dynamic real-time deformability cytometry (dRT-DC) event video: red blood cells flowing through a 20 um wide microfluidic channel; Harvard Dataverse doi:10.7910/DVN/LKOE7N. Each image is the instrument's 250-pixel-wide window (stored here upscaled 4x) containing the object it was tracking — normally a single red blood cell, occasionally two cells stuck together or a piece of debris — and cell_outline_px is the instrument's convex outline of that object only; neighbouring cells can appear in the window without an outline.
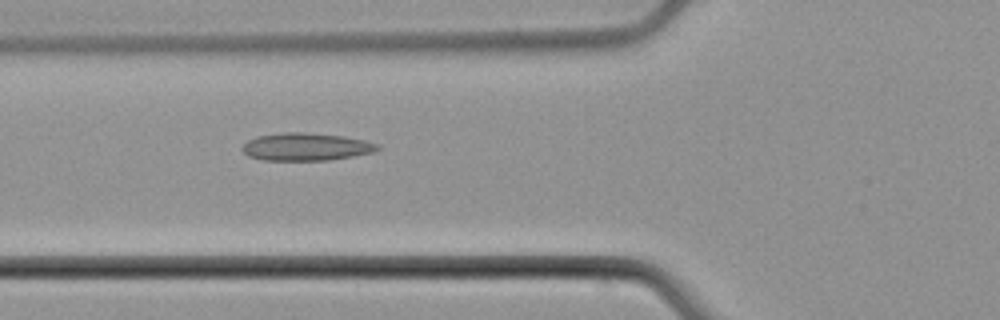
{"species": "common noctule bat (a hibernating species)", "species_latin": "Nyctalus noctula", "temperature_condition": "cold", "stored_images_in_passage": 6, "camera_frame_rate_fps": 3000, "um_per_image_px": 0.085, "animal": {"sex": "male", "body_mass_g": 21.5, "forearm_length_mm": 52.0}, "frame": {"image": 1, "passage_image": 6, "time_ms": 7.0, "image_size_px": [1000, 320], "cell_outline_px": [[380, 148], [372, 152], [352, 156], [328, 160], [264, 160], [248, 156], [240, 148], [248, 140], [256, 136], [284, 132], [308, 132], [344, 136], [364, 140], [380, 144]], "centroid_in_image_um": [26.0, 12.47], "position_along_channel_um": 99.8, "area_um2": 21.85}}